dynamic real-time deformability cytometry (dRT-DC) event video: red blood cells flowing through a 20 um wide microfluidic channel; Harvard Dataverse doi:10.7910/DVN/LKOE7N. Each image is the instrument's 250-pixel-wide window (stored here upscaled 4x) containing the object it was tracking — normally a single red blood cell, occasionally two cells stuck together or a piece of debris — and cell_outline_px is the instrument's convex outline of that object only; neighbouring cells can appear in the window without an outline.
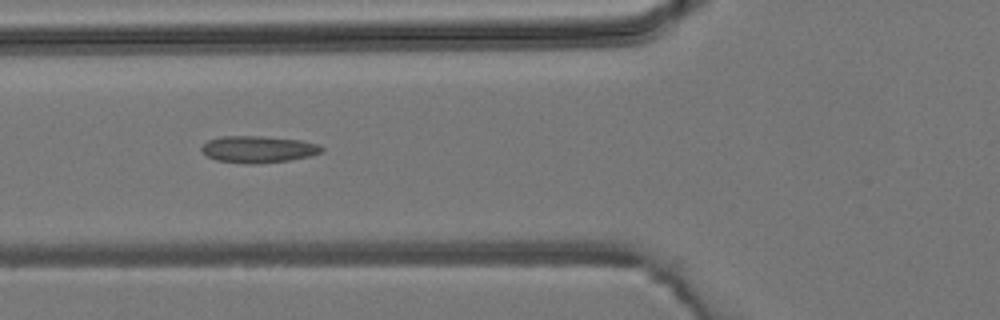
{"species": "common noctule bat (a hibernating species)", "species_latin": "Nyctalus noctula", "temperature_condition": "room temperature", "stored_images_in_passage": 6, "camera_frame_rate_fps": 3000, "um_per_image_px": 0.085, "animal": {"sex": "male", "body_mass_g": 19.2, "forearm_length_mm": 51.8}, "frame": {"image": 1, "passage_image": 5, "time_ms": 5.667, "image_size_px": [1000, 320], "cell_outline_px": [[324, 152], [312, 156], [288, 160], [260, 164], [244, 164], [216, 160], [208, 156], [200, 148], [208, 140], [220, 136], [260, 136], [300, 140], [320, 144], [324, 148]], "centroid_in_image_um": [21.99, 12.69], "position_along_channel_um": 103.8, "area_um2": 18.96}}
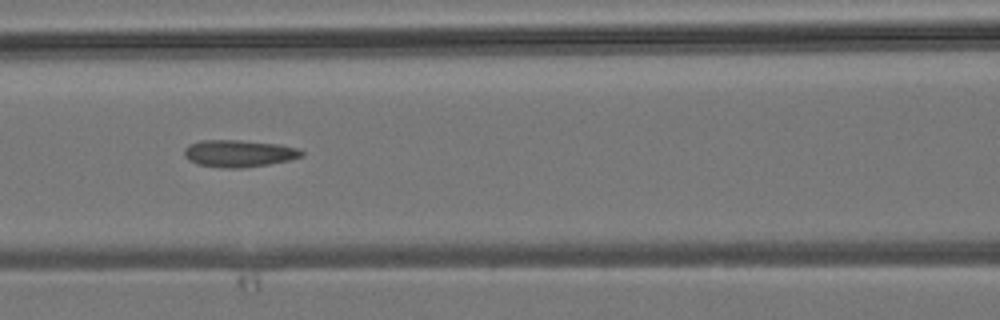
{"frame": {"image": 2, "passage_image": 6, "time_ms": 6.667, "image_size_px": [1000, 320], "cell_outline_px": [[304, 156], [288, 160], [268, 164], [240, 168], [224, 168], [196, 164], [188, 160], [184, 156], [184, 148], [188, 144], [200, 140], [240, 140], [280, 144], [300, 148], [304, 152]], "centroid_in_image_um": [20.29, 13.03], "position_along_channel_um": 146.3, "area_um2": 18.73}}